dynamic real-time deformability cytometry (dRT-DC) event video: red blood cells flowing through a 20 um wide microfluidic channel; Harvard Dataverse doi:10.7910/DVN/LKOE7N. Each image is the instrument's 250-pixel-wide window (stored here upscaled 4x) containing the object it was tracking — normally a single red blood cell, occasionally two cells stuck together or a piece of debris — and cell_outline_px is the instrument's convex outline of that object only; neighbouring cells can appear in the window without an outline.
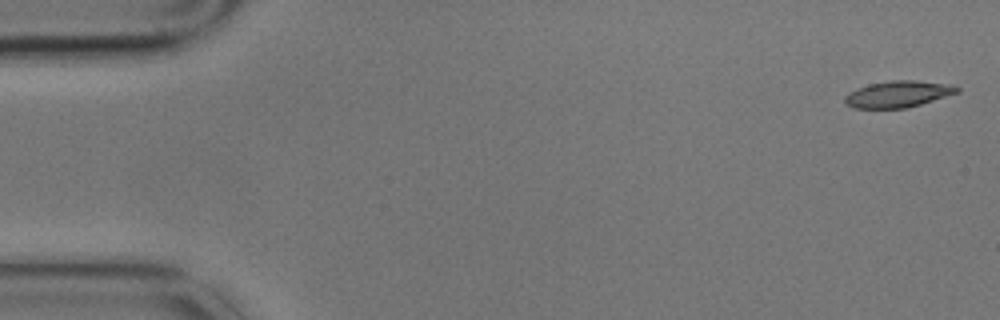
{"species": "common noctule bat (a hibernating species)", "species_latin": "Nyctalus noctula", "temperature_condition": "cold", "stored_images_in_passage": 5, "camera_frame_rate_fps": 3000, "um_per_image_px": 0.085, "animal": {"sex": "male", "body_mass_g": 17.9}, "frame": {"image": 1, "passage_image": 1, "time_ms": 0.0, "image_size_px": [1000, 320], "cell_outline_px": [[960, 92], [920, 104], [904, 108], [852, 108], [844, 100], [844, 96], [848, 92], [856, 88], [868, 84], [892, 80], [916, 80], [956, 84], [960, 88]], "centroid_in_image_um": [76.36, 7.98], "position_along_channel_um": 8.6, "area_um2": 17.51}}
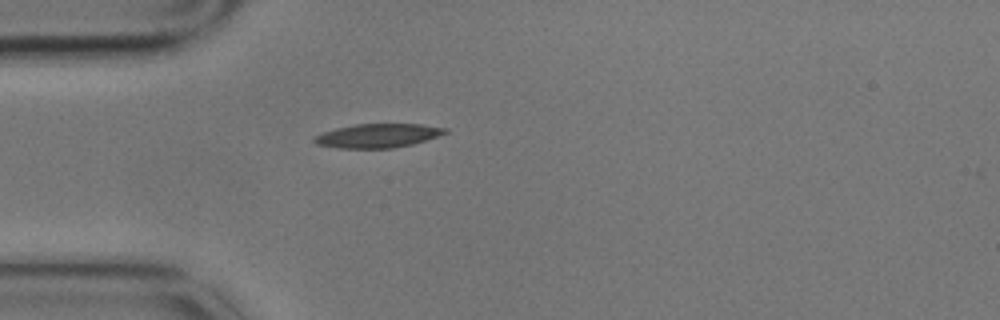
{"frame": {"image": 2, "passage_image": 5, "time_ms": 1.333, "image_size_px": [1000, 320], "cell_outline_px": [[448, 132], [412, 144], [392, 148], [336, 148], [316, 144], [312, 140], [312, 136], [336, 128], [356, 124], [420, 124], [448, 128]], "centroid_in_image_um": [32.06, 11.53], "position_along_channel_um": 52.9, "area_um2": 18.15}}